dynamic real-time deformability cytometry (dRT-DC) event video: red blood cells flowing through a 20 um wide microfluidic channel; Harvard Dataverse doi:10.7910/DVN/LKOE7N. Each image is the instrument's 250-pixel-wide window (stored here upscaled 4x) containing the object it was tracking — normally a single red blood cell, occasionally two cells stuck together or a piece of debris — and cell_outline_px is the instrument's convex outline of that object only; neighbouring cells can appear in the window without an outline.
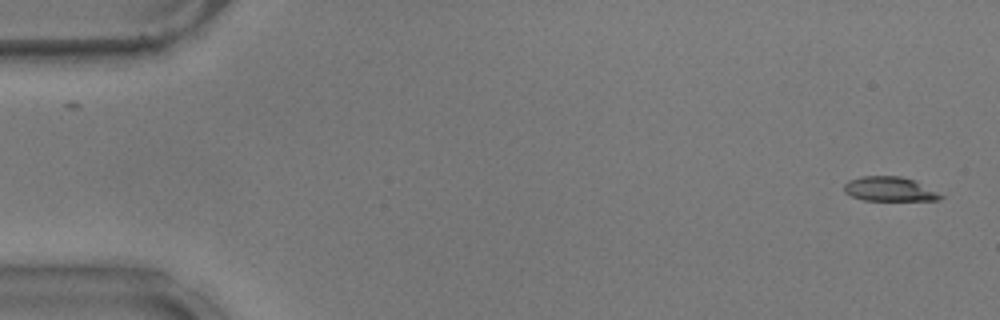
{"species": "common noctule bat (a hibernating species)", "species_latin": "Nyctalus noctula", "temperature_condition": "warm", "stored_images_in_passage": 5, "camera_frame_rate_fps": 3000, "um_per_image_px": 0.085, "animal": {"sex": "male", "body_mass_g": 17.9}, "frame": {"image": 1, "passage_image": 2, "time_ms": 0.333, "image_size_px": [1000, 320], "cell_outline_px": [[944, 196], [940, 200], [864, 200], [852, 196], [844, 192], [844, 184], [848, 180], [864, 176], [900, 176], [916, 180]], "centroid_in_image_um": [75.61, 16.06], "position_along_channel_um": 9.4, "area_um2": 13.7}}